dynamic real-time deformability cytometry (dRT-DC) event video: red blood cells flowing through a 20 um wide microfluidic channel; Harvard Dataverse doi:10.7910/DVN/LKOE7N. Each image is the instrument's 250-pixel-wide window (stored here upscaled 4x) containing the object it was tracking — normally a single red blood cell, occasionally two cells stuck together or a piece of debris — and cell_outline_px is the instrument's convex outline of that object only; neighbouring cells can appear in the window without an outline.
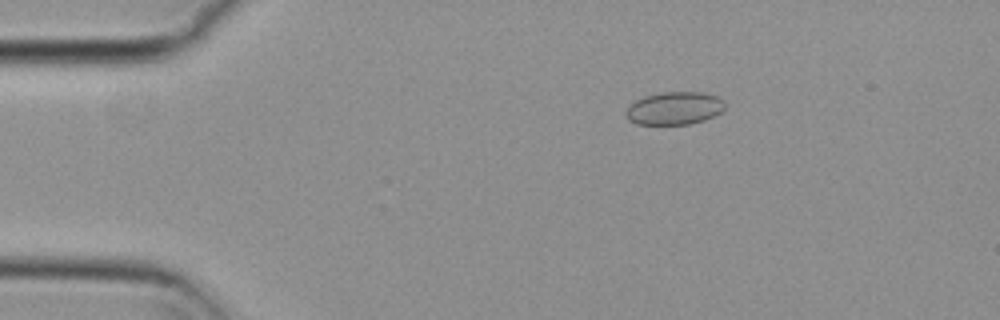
{"species": "common noctule bat (a hibernating species)", "species_latin": "Nyctalus noctula", "temperature_condition": "cold", "stored_images_in_passage": 43, "camera_frame_rate_fps": 3000, "um_per_image_px": 0.085, "animal": {"sex": "female", "body_mass_g": 29.2, "forearm_length_mm": 56.3}, "frame": {"image": 1, "passage_image": 7, "time_ms": 2.0, "image_size_px": [1000, 320], "cell_outline_px": [[724, 108], [720, 112], [704, 120], [688, 124], [636, 124], [628, 120], [624, 116], [624, 112], [628, 104], [644, 96], [660, 92], [704, 92], [716, 96], [724, 100]], "centroid_in_image_um": [57.26, 9.19], "position_along_channel_um": 27.7, "area_um2": 19.13}}
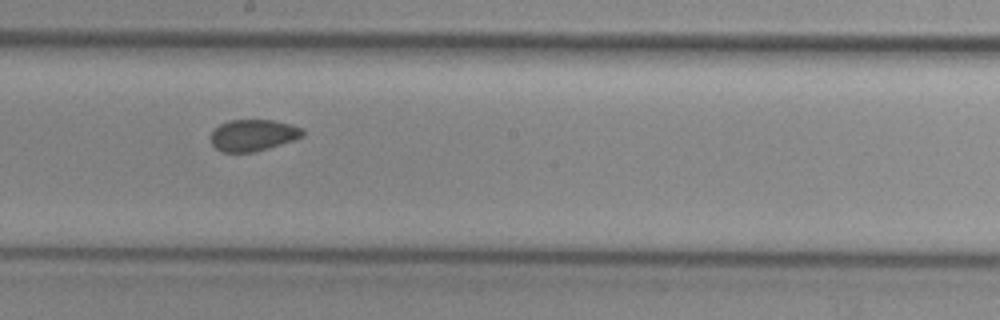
{"frame": {"image": 2, "passage_image": 28, "time_ms": 9.0, "image_size_px": [1000, 320], "cell_outline_px": [[304, 136], [268, 148], [252, 152], [224, 152], [216, 148], [212, 144], [212, 128], [228, 120], [272, 120], [304, 128]], "centroid_in_image_um": [21.5, 11.48], "position_along_channel_um": 226.7, "area_um2": 16.76}}
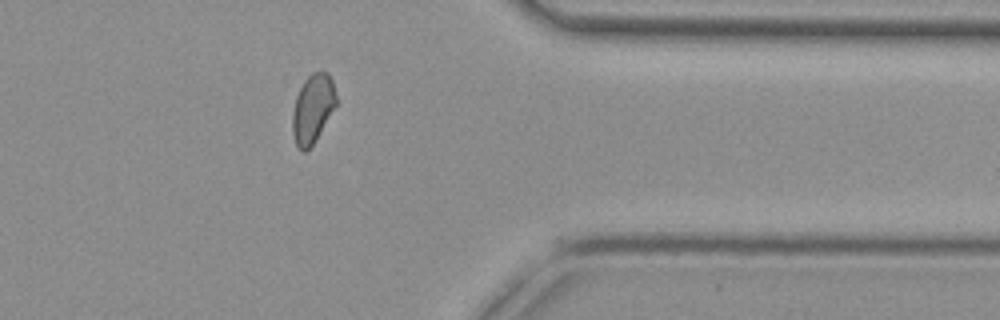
{"frame": {"image": 3, "passage_image": 42, "time_ms": 13.667, "image_size_px": [1000, 320], "cell_outline_px": [[336, 104], [316, 140], [304, 152], [300, 152], [296, 144], [292, 132], [292, 112], [296, 96], [304, 80], [312, 72], [328, 72], [332, 80], [336, 96]], "centroid_in_image_um": [26.56, 9.23], "position_along_channel_um": 384.8, "area_um2": 17.4}, "authors_computed_cell_mechanics": {"area_um2": 17.8024, "velocity_mm_per_s": 3.7091, "shape_relaxation_time_tau1_ms": 4.3085, "shape_relaxation_time_tau2_ms": 2.2958, "deformation_change_tau1": 0.0545, "deformation_change_tau2": 0.0498}}